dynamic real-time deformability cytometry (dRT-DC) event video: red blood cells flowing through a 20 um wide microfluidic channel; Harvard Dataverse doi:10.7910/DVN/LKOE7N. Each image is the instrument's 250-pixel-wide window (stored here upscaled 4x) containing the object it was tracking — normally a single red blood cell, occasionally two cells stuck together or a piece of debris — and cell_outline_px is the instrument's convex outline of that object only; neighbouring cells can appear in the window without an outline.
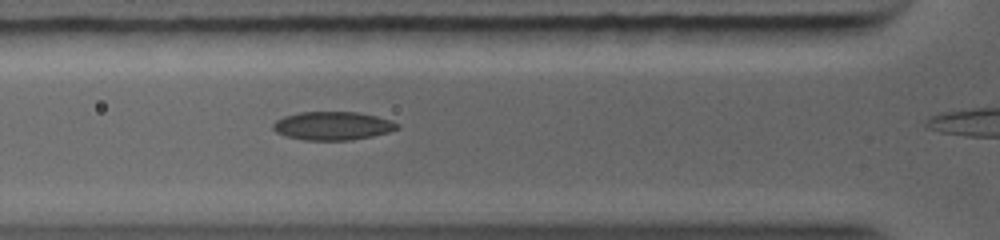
{"species": "common noctule bat (a hibernating species)", "species_latin": "Nyctalus noctula", "temperature_condition": "warm", "stored_images_in_passage": 8, "camera_frame_rate_fps": 5000, "um_per_image_px": 0.085, "animal": {"sex": "female", "body_mass_g": 19.0, "forearm_length_mm": 56.7}, "frame": {"image": 1, "passage_image": 6, "time_ms": 2.2, "image_size_px": [1000, 240], "cell_outline_px": [[396, 128], [384, 132], [368, 136], [344, 140], [312, 140], [288, 136], [272, 128], [272, 124], [276, 120], [284, 116], [300, 112], [356, 112], [376, 116], [388, 120], [396, 124]], "centroid_in_image_um": [28.19, 10.67], "position_along_channel_um": 97.6, "area_um2": 19.65}}
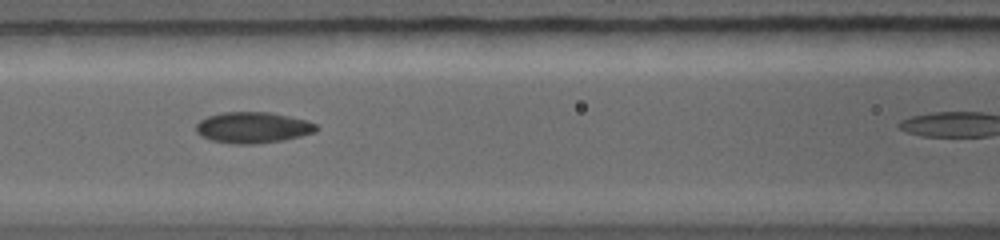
{"frame": {"image": 2, "passage_image": 7, "time_ms": 3.2, "image_size_px": [1000, 240], "cell_outline_px": [[316, 128], [312, 132], [296, 136], [276, 140], [216, 140], [204, 136], [196, 128], [196, 124], [200, 120], [208, 116], [224, 112], [268, 112], [288, 116], [304, 120], [316, 124]], "centroid_in_image_um": [21.48, 10.74], "position_along_channel_um": 145.1, "area_um2": 19.65}}